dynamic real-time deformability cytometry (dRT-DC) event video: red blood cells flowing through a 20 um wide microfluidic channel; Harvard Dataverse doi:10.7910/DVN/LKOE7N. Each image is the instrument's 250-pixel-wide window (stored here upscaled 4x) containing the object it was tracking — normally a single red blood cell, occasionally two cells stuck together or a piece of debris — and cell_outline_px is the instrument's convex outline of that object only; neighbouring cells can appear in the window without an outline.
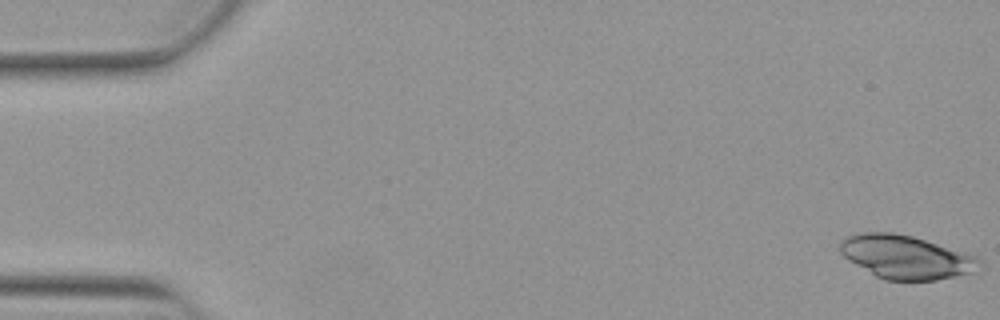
{"species": "Egyptian fruit bat (a non-hibernating species)", "species_latin": "Rousettus aegyptiacus", "temperature_condition": "warm", "stored_images_in_passage": 53, "camera_frame_rate_fps": 3000, "um_per_image_px": 0.085, "animal": {"sex": "female"}, "frame": {"image": 1, "passage_image": 1, "time_ms": 0.0, "image_size_px": [1000, 320], "cell_outline_px": [[984, 268], [980, 272], [936, 280], [884, 280], [876, 276], [856, 264], [844, 256], [840, 252], [840, 240], [848, 236], [864, 232], [892, 232], [912, 236], [964, 252], [976, 256], [984, 260]], "centroid_in_image_um": [77.11, 21.86], "position_along_channel_um": 7.9, "area_um2": 35.55}}
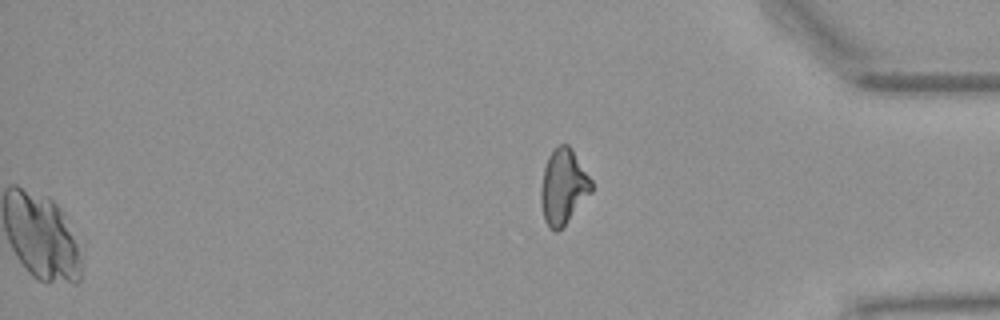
{"frame": {"image": 2, "passage_image": 53, "time_ms": 17.333, "image_size_px": [1000, 320], "cell_outline_px": [[592, 192], [564, 224], [556, 232], [548, 228], [544, 220], [540, 200], [540, 188], [544, 168], [548, 156], [560, 144], [568, 144], [572, 148], [592, 180]], "centroid_in_image_um": [47.87, 15.86], "position_along_channel_um": 387.3, "area_um2": 22.02}}